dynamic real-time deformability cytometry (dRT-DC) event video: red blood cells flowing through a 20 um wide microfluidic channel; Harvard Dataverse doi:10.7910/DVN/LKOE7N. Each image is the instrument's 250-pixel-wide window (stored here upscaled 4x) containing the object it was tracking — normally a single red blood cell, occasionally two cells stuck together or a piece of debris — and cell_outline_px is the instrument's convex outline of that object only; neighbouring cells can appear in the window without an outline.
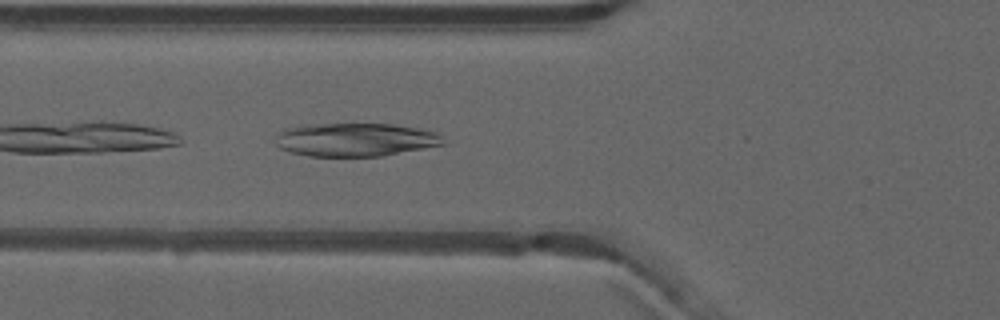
{"species": "common noctule bat (a hibernating species)", "species_latin": "Nyctalus noctula", "temperature_condition": "warm", "stored_images_in_passage": 12, "camera_frame_rate_fps": 3000, "um_per_image_px": 0.085, "animal": {"sex": "male", "forearm_length_mm": 52.5}, "frame": {"image": 1, "passage_image": 3, "time_ms": 0.667, "image_size_px": [1000, 320], "cell_outline_px": [[448, 144], [380, 156], [308, 156], [292, 152], [280, 148], [276, 144], [276, 132], [284, 128], [324, 124], [392, 124], [416, 128], [432, 132], [440, 136]], "centroid_in_image_um": [30.19, 11.88], "position_along_channel_um": 95.6, "area_um2": 32.31}}
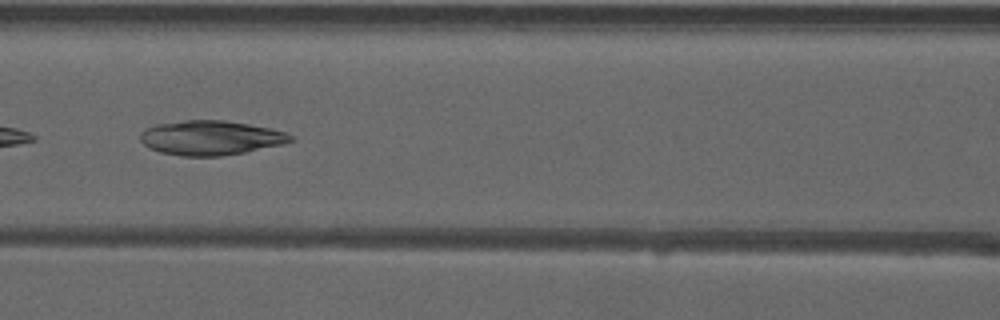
{"frame": {"image": 2, "passage_image": 7, "time_ms": 2.0, "image_size_px": [1000, 320], "cell_outline_px": [[296, 140], [284, 144], [244, 152], [220, 156], [180, 156], [160, 152], [144, 144], [140, 140], [140, 132], [144, 128], [156, 124], [184, 120], [224, 120], [248, 124], [268, 128], [284, 132], [296, 136]], "centroid_in_image_um": [17.91, 11.71], "position_along_channel_um": 148.7, "area_um2": 30.29}}
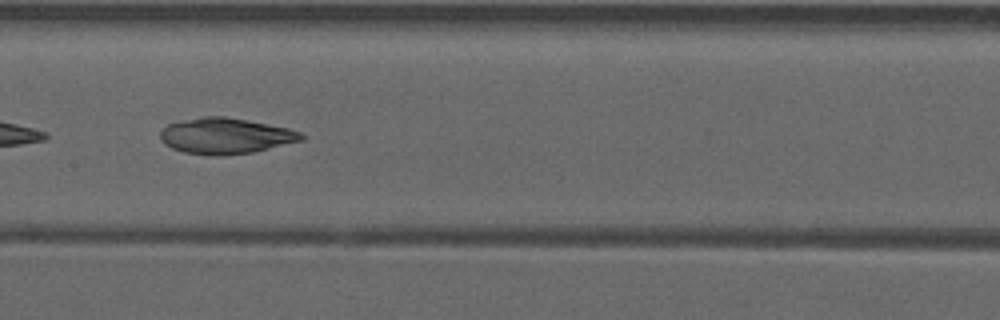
{"frame": {"image": 3, "passage_image": 10, "time_ms": 3.0, "image_size_px": [1000, 320], "cell_outline_px": [[308, 136], [304, 140], [252, 152], [220, 156], [212, 156], [184, 152], [172, 148], [164, 144], [160, 140], [160, 132], [168, 124], [204, 116], [224, 116], [288, 128], [300, 132]], "centroid_in_image_um": [19.18, 11.56], "position_along_channel_um": 188.2, "area_um2": 29.36}}